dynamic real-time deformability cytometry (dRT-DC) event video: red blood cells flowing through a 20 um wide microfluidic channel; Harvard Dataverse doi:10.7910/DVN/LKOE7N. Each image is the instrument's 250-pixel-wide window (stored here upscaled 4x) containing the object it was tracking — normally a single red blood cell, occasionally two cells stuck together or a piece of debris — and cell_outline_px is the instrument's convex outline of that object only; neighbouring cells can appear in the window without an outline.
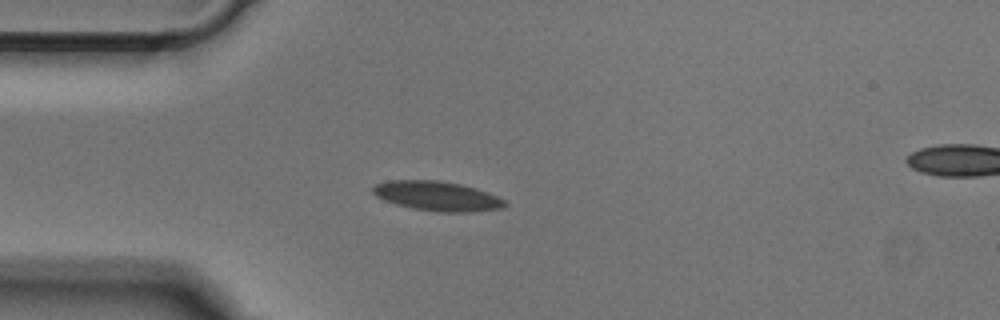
{"species": "Egyptian fruit bat (a non-hibernating species)", "species_latin": "Rousettus aegyptiacus", "temperature_condition": "cold", "stored_images_in_passage": 39, "camera_frame_rate_fps": 3000, "um_per_image_px": 0.085, "animal": {"sex": "male"}, "frame": {"image": 1, "passage_image": 1, "time_ms": 0.0, "image_size_px": [1000, 320], "cell_outline_px": [[508, 204], [504, 208], [468, 212], [440, 212], [412, 208], [396, 204], [384, 200], [376, 196], [372, 192], [372, 188], [376, 184], [388, 180], [440, 180], [460, 184], [476, 188], [488, 192], [504, 200]], "centroid_in_image_um": [37.16, 16.66], "position_along_channel_um": 47.8, "area_um2": 22.77}}
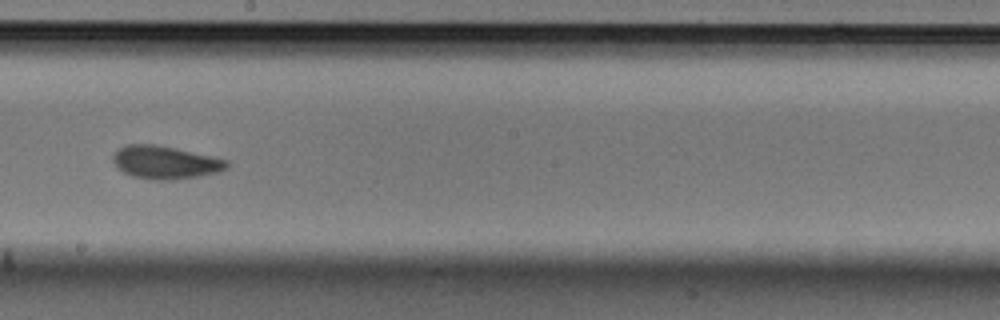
{"frame": {"image": 2, "passage_image": 16, "time_ms": 5.0, "image_size_px": [1000, 320], "cell_outline_px": [[228, 168], [220, 172], [200, 176], [172, 180], [152, 180], [132, 176], [116, 168], [112, 160], [112, 156], [120, 148], [128, 144], [156, 144], [176, 148], [228, 160]], "centroid_in_image_um": [14.04, 13.81], "position_along_channel_um": 234.2, "area_um2": 22.02}}
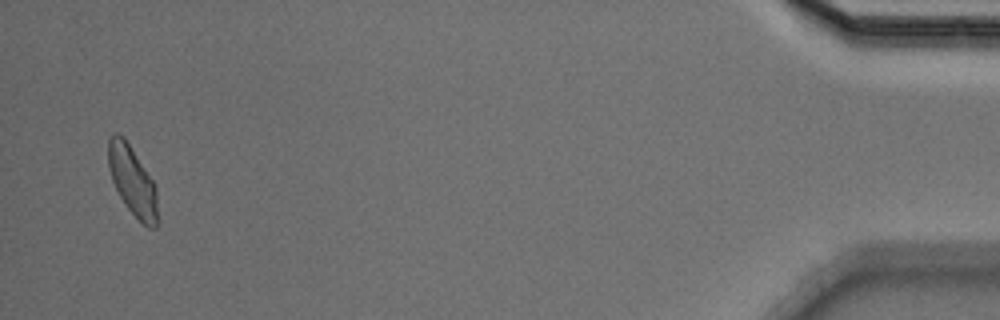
{"frame": {"image": 3, "passage_image": 37, "time_ms": 12.0, "image_size_px": [1000, 320], "cell_outline_px": [[160, 220], [156, 228], [148, 228], [128, 208], [120, 196], [112, 180], [108, 168], [108, 140], [112, 132], [116, 132], [124, 136], [156, 184]], "centroid_in_image_um": [11.3, 15.38], "position_along_channel_um": 423.9, "area_um2": 20.4}}